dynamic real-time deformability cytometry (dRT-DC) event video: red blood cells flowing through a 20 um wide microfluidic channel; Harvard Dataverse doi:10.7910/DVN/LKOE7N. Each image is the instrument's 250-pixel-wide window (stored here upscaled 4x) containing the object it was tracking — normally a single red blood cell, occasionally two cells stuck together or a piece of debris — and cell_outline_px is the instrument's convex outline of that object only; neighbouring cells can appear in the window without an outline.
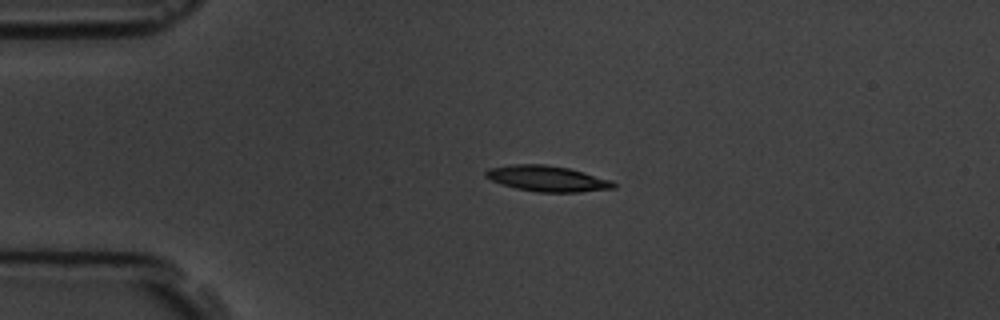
{"species": "common noctule bat (a hibernating species)", "species_latin": "Nyctalus noctula", "temperature_condition": "room temperature", "stored_images_in_passage": 2, "camera_frame_rate_fps": 3000, "um_per_image_px": 0.085, "animal": {"sex": "male", "body_mass_g": 19.5, "forearm_length_mm": 54.6}, "frame": {"image": 1, "passage_image": 1, "time_ms": 0.0, "image_size_px": [1000, 320], "cell_outline_px": [[616, 188], [580, 192], [536, 192], [516, 188], [500, 184], [484, 176], [484, 172], [488, 168], [512, 164], [544, 164], [568, 168], [584, 172], [612, 180], [616, 184]], "centroid_in_image_um": [46.51, 15.18], "position_along_channel_um": 38.5, "area_um2": 19.31}}